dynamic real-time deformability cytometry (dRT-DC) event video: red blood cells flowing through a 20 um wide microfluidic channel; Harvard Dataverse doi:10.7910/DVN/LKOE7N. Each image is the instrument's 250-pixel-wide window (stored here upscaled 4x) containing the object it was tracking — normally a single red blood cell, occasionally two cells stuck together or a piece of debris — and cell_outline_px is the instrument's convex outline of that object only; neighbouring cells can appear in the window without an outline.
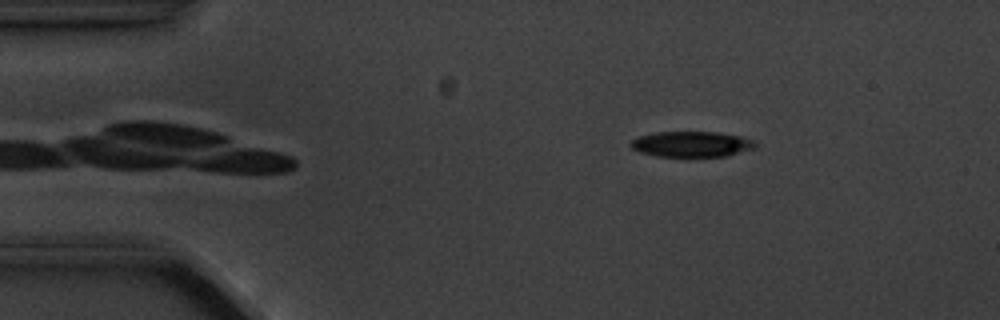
{"species": "common noctule bat (a hibernating species)", "species_latin": "Nyctalus noctula", "temperature_condition": "cold", "stored_images_in_passage": 3, "camera_frame_rate_fps": 3000, "um_per_image_px": 0.085, "animal": {"sex": "male", "body_mass_g": 20.1, "forearm_length_mm": 53.5}, "frame": {"image": 1, "passage_image": 1, "time_ms": 0.0, "image_size_px": [1000, 320], "cell_outline_px": [[756, 148], [728, 156], [656, 156], [640, 152], [632, 148], [628, 144], [632, 140], [640, 136], [656, 132], [716, 132], [740, 136], [756, 140]], "centroid_in_image_um": [58.82, 12.25], "position_along_channel_um": 26.2, "area_um2": 18.61}}